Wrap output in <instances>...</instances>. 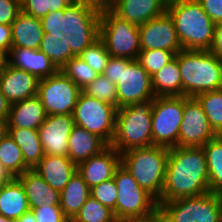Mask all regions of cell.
I'll use <instances>...</instances> for the list:
<instances>
[{"instance_id":"cell-34","label":"cell","mask_w":222,"mask_h":222,"mask_svg":"<svg viewBox=\"0 0 222 222\" xmlns=\"http://www.w3.org/2000/svg\"><path fill=\"white\" fill-rule=\"evenodd\" d=\"M82 92L87 96L99 99L118 109L116 85L103 74H98L97 77L82 90Z\"/></svg>"},{"instance_id":"cell-39","label":"cell","mask_w":222,"mask_h":222,"mask_svg":"<svg viewBox=\"0 0 222 222\" xmlns=\"http://www.w3.org/2000/svg\"><path fill=\"white\" fill-rule=\"evenodd\" d=\"M39 50L53 62L59 71L67 61L75 57L70 46L60 41H41Z\"/></svg>"},{"instance_id":"cell-5","label":"cell","mask_w":222,"mask_h":222,"mask_svg":"<svg viewBox=\"0 0 222 222\" xmlns=\"http://www.w3.org/2000/svg\"><path fill=\"white\" fill-rule=\"evenodd\" d=\"M169 148L152 145L121 153V165L159 203L165 182Z\"/></svg>"},{"instance_id":"cell-35","label":"cell","mask_w":222,"mask_h":222,"mask_svg":"<svg viewBox=\"0 0 222 222\" xmlns=\"http://www.w3.org/2000/svg\"><path fill=\"white\" fill-rule=\"evenodd\" d=\"M60 71L66 77L70 78L81 90L90 84L98 75L78 56L67 61Z\"/></svg>"},{"instance_id":"cell-30","label":"cell","mask_w":222,"mask_h":222,"mask_svg":"<svg viewBox=\"0 0 222 222\" xmlns=\"http://www.w3.org/2000/svg\"><path fill=\"white\" fill-rule=\"evenodd\" d=\"M209 175L210 192L222 194V135L203 146Z\"/></svg>"},{"instance_id":"cell-36","label":"cell","mask_w":222,"mask_h":222,"mask_svg":"<svg viewBox=\"0 0 222 222\" xmlns=\"http://www.w3.org/2000/svg\"><path fill=\"white\" fill-rule=\"evenodd\" d=\"M177 53L162 49L141 50L137 61L152 77L164 65L172 61Z\"/></svg>"},{"instance_id":"cell-33","label":"cell","mask_w":222,"mask_h":222,"mask_svg":"<svg viewBox=\"0 0 222 222\" xmlns=\"http://www.w3.org/2000/svg\"><path fill=\"white\" fill-rule=\"evenodd\" d=\"M70 222H118L113 211L90 196Z\"/></svg>"},{"instance_id":"cell-49","label":"cell","mask_w":222,"mask_h":222,"mask_svg":"<svg viewBox=\"0 0 222 222\" xmlns=\"http://www.w3.org/2000/svg\"><path fill=\"white\" fill-rule=\"evenodd\" d=\"M9 125L8 119L0 118V141L8 134Z\"/></svg>"},{"instance_id":"cell-47","label":"cell","mask_w":222,"mask_h":222,"mask_svg":"<svg viewBox=\"0 0 222 222\" xmlns=\"http://www.w3.org/2000/svg\"><path fill=\"white\" fill-rule=\"evenodd\" d=\"M10 105L0 88V118L8 119Z\"/></svg>"},{"instance_id":"cell-8","label":"cell","mask_w":222,"mask_h":222,"mask_svg":"<svg viewBox=\"0 0 222 222\" xmlns=\"http://www.w3.org/2000/svg\"><path fill=\"white\" fill-rule=\"evenodd\" d=\"M99 38L112 57L137 60L141 51L139 26L117 16L105 3L101 6Z\"/></svg>"},{"instance_id":"cell-16","label":"cell","mask_w":222,"mask_h":222,"mask_svg":"<svg viewBox=\"0 0 222 222\" xmlns=\"http://www.w3.org/2000/svg\"><path fill=\"white\" fill-rule=\"evenodd\" d=\"M74 125L72 115H47L38 128L44 154L68 157V139Z\"/></svg>"},{"instance_id":"cell-4","label":"cell","mask_w":222,"mask_h":222,"mask_svg":"<svg viewBox=\"0 0 222 222\" xmlns=\"http://www.w3.org/2000/svg\"><path fill=\"white\" fill-rule=\"evenodd\" d=\"M182 78V96L222 89V60L210 50H181L175 56Z\"/></svg>"},{"instance_id":"cell-22","label":"cell","mask_w":222,"mask_h":222,"mask_svg":"<svg viewBox=\"0 0 222 222\" xmlns=\"http://www.w3.org/2000/svg\"><path fill=\"white\" fill-rule=\"evenodd\" d=\"M52 188L62 191L77 171V165L68 157L44 155L33 169Z\"/></svg>"},{"instance_id":"cell-15","label":"cell","mask_w":222,"mask_h":222,"mask_svg":"<svg viewBox=\"0 0 222 222\" xmlns=\"http://www.w3.org/2000/svg\"><path fill=\"white\" fill-rule=\"evenodd\" d=\"M140 49H162L180 52L179 42L173 18L168 12L159 17L148 20L139 26Z\"/></svg>"},{"instance_id":"cell-38","label":"cell","mask_w":222,"mask_h":222,"mask_svg":"<svg viewBox=\"0 0 222 222\" xmlns=\"http://www.w3.org/2000/svg\"><path fill=\"white\" fill-rule=\"evenodd\" d=\"M75 0H21V11L41 19L51 11L65 9Z\"/></svg>"},{"instance_id":"cell-45","label":"cell","mask_w":222,"mask_h":222,"mask_svg":"<svg viewBox=\"0 0 222 222\" xmlns=\"http://www.w3.org/2000/svg\"><path fill=\"white\" fill-rule=\"evenodd\" d=\"M210 51L222 60V22L215 25L214 42Z\"/></svg>"},{"instance_id":"cell-14","label":"cell","mask_w":222,"mask_h":222,"mask_svg":"<svg viewBox=\"0 0 222 222\" xmlns=\"http://www.w3.org/2000/svg\"><path fill=\"white\" fill-rule=\"evenodd\" d=\"M216 136L199 102L194 97L184 96V112L177 146L203 147Z\"/></svg>"},{"instance_id":"cell-40","label":"cell","mask_w":222,"mask_h":222,"mask_svg":"<svg viewBox=\"0 0 222 222\" xmlns=\"http://www.w3.org/2000/svg\"><path fill=\"white\" fill-rule=\"evenodd\" d=\"M91 196L104 206L113 211L115 216L116 200L118 191L114 182V178L104 181L90 188Z\"/></svg>"},{"instance_id":"cell-10","label":"cell","mask_w":222,"mask_h":222,"mask_svg":"<svg viewBox=\"0 0 222 222\" xmlns=\"http://www.w3.org/2000/svg\"><path fill=\"white\" fill-rule=\"evenodd\" d=\"M113 178L118 191L115 207L118 222L145 217L158 209L157 201L139 186L122 165L117 168Z\"/></svg>"},{"instance_id":"cell-18","label":"cell","mask_w":222,"mask_h":222,"mask_svg":"<svg viewBox=\"0 0 222 222\" xmlns=\"http://www.w3.org/2000/svg\"><path fill=\"white\" fill-rule=\"evenodd\" d=\"M121 165V154L111 145L101 153L77 165V172L85 183L92 188L114 177L117 168Z\"/></svg>"},{"instance_id":"cell-3","label":"cell","mask_w":222,"mask_h":222,"mask_svg":"<svg viewBox=\"0 0 222 222\" xmlns=\"http://www.w3.org/2000/svg\"><path fill=\"white\" fill-rule=\"evenodd\" d=\"M167 12L173 18L182 49H211L216 24L197 0H169Z\"/></svg>"},{"instance_id":"cell-17","label":"cell","mask_w":222,"mask_h":222,"mask_svg":"<svg viewBox=\"0 0 222 222\" xmlns=\"http://www.w3.org/2000/svg\"><path fill=\"white\" fill-rule=\"evenodd\" d=\"M39 79L29 72L14 68L6 61L0 67V88L10 104L38 94Z\"/></svg>"},{"instance_id":"cell-19","label":"cell","mask_w":222,"mask_h":222,"mask_svg":"<svg viewBox=\"0 0 222 222\" xmlns=\"http://www.w3.org/2000/svg\"><path fill=\"white\" fill-rule=\"evenodd\" d=\"M169 0H107L105 4L119 17L137 26L167 12Z\"/></svg>"},{"instance_id":"cell-46","label":"cell","mask_w":222,"mask_h":222,"mask_svg":"<svg viewBox=\"0 0 222 222\" xmlns=\"http://www.w3.org/2000/svg\"><path fill=\"white\" fill-rule=\"evenodd\" d=\"M121 222H164V219L160 210L157 209L155 212H153L148 216L141 218L127 219Z\"/></svg>"},{"instance_id":"cell-44","label":"cell","mask_w":222,"mask_h":222,"mask_svg":"<svg viewBox=\"0 0 222 222\" xmlns=\"http://www.w3.org/2000/svg\"><path fill=\"white\" fill-rule=\"evenodd\" d=\"M12 48L11 25L0 24V55L6 59Z\"/></svg>"},{"instance_id":"cell-27","label":"cell","mask_w":222,"mask_h":222,"mask_svg":"<svg viewBox=\"0 0 222 222\" xmlns=\"http://www.w3.org/2000/svg\"><path fill=\"white\" fill-rule=\"evenodd\" d=\"M90 187L76 171L68 184L60 192V207L64 215L71 221L82 205L91 196Z\"/></svg>"},{"instance_id":"cell-41","label":"cell","mask_w":222,"mask_h":222,"mask_svg":"<svg viewBox=\"0 0 222 222\" xmlns=\"http://www.w3.org/2000/svg\"><path fill=\"white\" fill-rule=\"evenodd\" d=\"M37 222H70L60 205H51L31 209Z\"/></svg>"},{"instance_id":"cell-51","label":"cell","mask_w":222,"mask_h":222,"mask_svg":"<svg viewBox=\"0 0 222 222\" xmlns=\"http://www.w3.org/2000/svg\"><path fill=\"white\" fill-rule=\"evenodd\" d=\"M0 222H15V221H13V220H11V219H8V218L3 217L2 215H0Z\"/></svg>"},{"instance_id":"cell-32","label":"cell","mask_w":222,"mask_h":222,"mask_svg":"<svg viewBox=\"0 0 222 222\" xmlns=\"http://www.w3.org/2000/svg\"><path fill=\"white\" fill-rule=\"evenodd\" d=\"M206 114L210 126L222 135V89L203 92L194 97Z\"/></svg>"},{"instance_id":"cell-7","label":"cell","mask_w":222,"mask_h":222,"mask_svg":"<svg viewBox=\"0 0 222 222\" xmlns=\"http://www.w3.org/2000/svg\"><path fill=\"white\" fill-rule=\"evenodd\" d=\"M103 75L116 85L118 109L155 98L152 78L137 60L111 56Z\"/></svg>"},{"instance_id":"cell-9","label":"cell","mask_w":222,"mask_h":222,"mask_svg":"<svg viewBox=\"0 0 222 222\" xmlns=\"http://www.w3.org/2000/svg\"><path fill=\"white\" fill-rule=\"evenodd\" d=\"M158 209L164 222H222V194L208 192L159 202Z\"/></svg>"},{"instance_id":"cell-25","label":"cell","mask_w":222,"mask_h":222,"mask_svg":"<svg viewBox=\"0 0 222 222\" xmlns=\"http://www.w3.org/2000/svg\"><path fill=\"white\" fill-rule=\"evenodd\" d=\"M12 48L39 49L43 38L41 19L20 12L11 24Z\"/></svg>"},{"instance_id":"cell-1","label":"cell","mask_w":222,"mask_h":222,"mask_svg":"<svg viewBox=\"0 0 222 222\" xmlns=\"http://www.w3.org/2000/svg\"><path fill=\"white\" fill-rule=\"evenodd\" d=\"M99 0H75L65 9L51 11L41 18L42 41H60L79 56L99 38L101 6Z\"/></svg>"},{"instance_id":"cell-11","label":"cell","mask_w":222,"mask_h":222,"mask_svg":"<svg viewBox=\"0 0 222 222\" xmlns=\"http://www.w3.org/2000/svg\"><path fill=\"white\" fill-rule=\"evenodd\" d=\"M117 108L80 93L72 116L74 124L102 138L110 145L115 136Z\"/></svg>"},{"instance_id":"cell-21","label":"cell","mask_w":222,"mask_h":222,"mask_svg":"<svg viewBox=\"0 0 222 222\" xmlns=\"http://www.w3.org/2000/svg\"><path fill=\"white\" fill-rule=\"evenodd\" d=\"M24 187L31 209L60 205V191L49 186L33 169H29L16 177Z\"/></svg>"},{"instance_id":"cell-52","label":"cell","mask_w":222,"mask_h":222,"mask_svg":"<svg viewBox=\"0 0 222 222\" xmlns=\"http://www.w3.org/2000/svg\"><path fill=\"white\" fill-rule=\"evenodd\" d=\"M5 59L0 55V67L2 66V64L4 63Z\"/></svg>"},{"instance_id":"cell-43","label":"cell","mask_w":222,"mask_h":222,"mask_svg":"<svg viewBox=\"0 0 222 222\" xmlns=\"http://www.w3.org/2000/svg\"><path fill=\"white\" fill-rule=\"evenodd\" d=\"M215 24L222 22V0H197Z\"/></svg>"},{"instance_id":"cell-48","label":"cell","mask_w":222,"mask_h":222,"mask_svg":"<svg viewBox=\"0 0 222 222\" xmlns=\"http://www.w3.org/2000/svg\"><path fill=\"white\" fill-rule=\"evenodd\" d=\"M15 177L2 165L0 162V183H7L14 179Z\"/></svg>"},{"instance_id":"cell-42","label":"cell","mask_w":222,"mask_h":222,"mask_svg":"<svg viewBox=\"0 0 222 222\" xmlns=\"http://www.w3.org/2000/svg\"><path fill=\"white\" fill-rule=\"evenodd\" d=\"M21 12V0H0V24L11 25Z\"/></svg>"},{"instance_id":"cell-37","label":"cell","mask_w":222,"mask_h":222,"mask_svg":"<svg viewBox=\"0 0 222 222\" xmlns=\"http://www.w3.org/2000/svg\"><path fill=\"white\" fill-rule=\"evenodd\" d=\"M78 57L85 61L97 74H103L111 55L107 51L104 42L98 38Z\"/></svg>"},{"instance_id":"cell-23","label":"cell","mask_w":222,"mask_h":222,"mask_svg":"<svg viewBox=\"0 0 222 222\" xmlns=\"http://www.w3.org/2000/svg\"><path fill=\"white\" fill-rule=\"evenodd\" d=\"M47 114L38 95L10 105L9 128L36 129L46 120Z\"/></svg>"},{"instance_id":"cell-6","label":"cell","mask_w":222,"mask_h":222,"mask_svg":"<svg viewBox=\"0 0 222 222\" xmlns=\"http://www.w3.org/2000/svg\"><path fill=\"white\" fill-rule=\"evenodd\" d=\"M154 99L117 109L115 136L110 144L120 154L153 145L152 105Z\"/></svg>"},{"instance_id":"cell-12","label":"cell","mask_w":222,"mask_h":222,"mask_svg":"<svg viewBox=\"0 0 222 222\" xmlns=\"http://www.w3.org/2000/svg\"><path fill=\"white\" fill-rule=\"evenodd\" d=\"M184 112V96H158L152 105L153 145L176 147Z\"/></svg>"},{"instance_id":"cell-20","label":"cell","mask_w":222,"mask_h":222,"mask_svg":"<svg viewBox=\"0 0 222 222\" xmlns=\"http://www.w3.org/2000/svg\"><path fill=\"white\" fill-rule=\"evenodd\" d=\"M12 58L5 61L12 67L25 70L39 80L53 76L59 70L39 49L11 48L8 53Z\"/></svg>"},{"instance_id":"cell-50","label":"cell","mask_w":222,"mask_h":222,"mask_svg":"<svg viewBox=\"0 0 222 222\" xmlns=\"http://www.w3.org/2000/svg\"><path fill=\"white\" fill-rule=\"evenodd\" d=\"M15 222H37L33 212L30 210L24 213L18 220Z\"/></svg>"},{"instance_id":"cell-31","label":"cell","mask_w":222,"mask_h":222,"mask_svg":"<svg viewBox=\"0 0 222 222\" xmlns=\"http://www.w3.org/2000/svg\"><path fill=\"white\" fill-rule=\"evenodd\" d=\"M0 162L14 177L30 169L24 162L20 147L9 134L0 141Z\"/></svg>"},{"instance_id":"cell-13","label":"cell","mask_w":222,"mask_h":222,"mask_svg":"<svg viewBox=\"0 0 222 222\" xmlns=\"http://www.w3.org/2000/svg\"><path fill=\"white\" fill-rule=\"evenodd\" d=\"M82 90L61 71L40 79L38 96L47 115H72Z\"/></svg>"},{"instance_id":"cell-28","label":"cell","mask_w":222,"mask_h":222,"mask_svg":"<svg viewBox=\"0 0 222 222\" xmlns=\"http://www.w3.org/2000/svg\"><path fill=\"white\" fill-rule=\"evenodd\" d=\"M8 134L20 147L25 164L30 169H34L45 155L39 139L38 130L30 128H9Z\"/></svg>"},{"instance_id":"cell-2","label":"cell","mask_w":222,"mask_h":222,"mask_svg":"<svg viewBox=\"0 0 222 222\" xmlns=\"http://www.w3.org/2000/svg\"><path fill=\"white\" fill-rule=\"evenodd\" d=\"M210 192L203 147H171L166 163L160 202L199 196Z\"/></svg>"},{"instance_id":"cell-24","label":"cell","mask_w":222,"mask_h":222,"mask_svg":"<svg viewBox=\"0 0 222 222\" xmlns=\"http://www.w3.org/2000/svg\"><path fill=\"white\" fill-rule=\"evenodd\" d=\"M109 145L83 127L74 125L68 139V158L76 165L101 153Z\"/></svg>"},{"instance_id":"cell-26","label":"cell","mask_w":222,"mask_h":222,"mask_svg":"<svg viewBox=\"0 0 222 222\" xmlns=\"http://www.w3.org/2000/svg\"><path fill=\"white\" fill-rule=\"evenodd\" d=\"M28 211L30 207L24 187L16 177L0 185V215L16 221Z\"/></svg>"},{"instance_id":"cell-29","label":"cell","mask_w":222,"mask_h":222,"mask_svg":"<svg viewBox=\"0 0 222 222\" xmlns=\"http://www.w3.org/2000/svg\"><path fill=\"white\" fill-rule=\"evenodd\" d=\"M151 78L155 97L182 96V78L176 57Z\"/></svg>"}]
</instances>
